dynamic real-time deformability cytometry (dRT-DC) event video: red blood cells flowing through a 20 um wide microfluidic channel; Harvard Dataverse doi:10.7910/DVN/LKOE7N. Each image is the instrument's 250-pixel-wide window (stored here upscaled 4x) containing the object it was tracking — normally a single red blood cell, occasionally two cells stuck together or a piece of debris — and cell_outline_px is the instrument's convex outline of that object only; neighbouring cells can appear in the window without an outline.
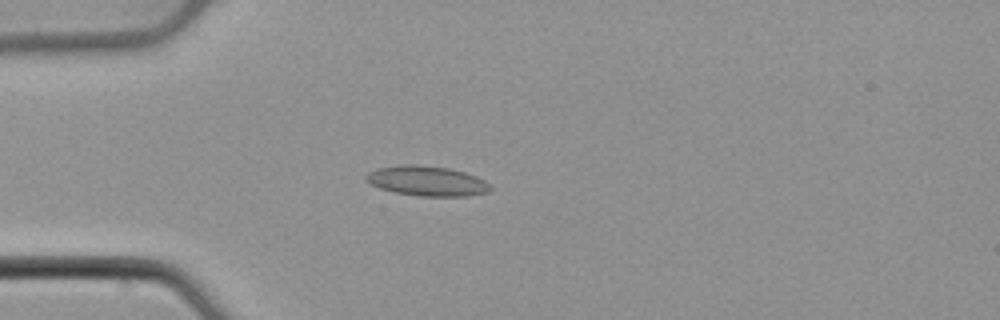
{"species": "common noctule bat (a hibernating species)", "species_latin": "Nyctalus noctula", "temperature_condition": "cold", "stored_images_in_passage": 49, "camera_frame_rate_fps": 3000, "um_per_image_px": 0.085, "animal": {"sex": "male", "body_mass_g": 21.5, "forearm_length_mm": 52.0}, "frame": {"image": 1, "passage_image": 15, "time_ms": 4.667, "image_size_px": [1000, 320], "cell_outline_px": [[492, 188], [488, 192], [468, 196], [416, 196], [392, 192], [380, 188], [364, 180], [364, 176], [368, 172], [380, 168], [400, 164], [416, 164], [448, 168], [464, 172], [476, 176], [484, 180]], "centroid_in_image_um": [36.26, 15.38], "position_along_channel_um": 48.7, "area_um2": 21.79}}
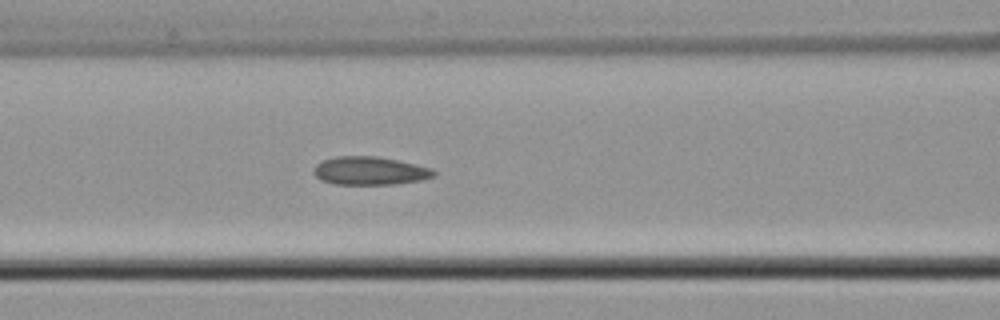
{"frame": {"image": 2, "passage_image": 23, "time_ms": 7.333, "image_size_px": [1000, 320], "cell_outline_px": [[436, 176], [420, 180], [396, 184], [336, 184], [320, 180], [312, 172], [312, 168], [320, 160], [336, 156], [376, 156], [396, 160], [432, 168], [436, 172]], "centroid_in_image_um": [31.39, 14.51], "position_along_channel_um": 135.2, "area_um2": 19.88}}
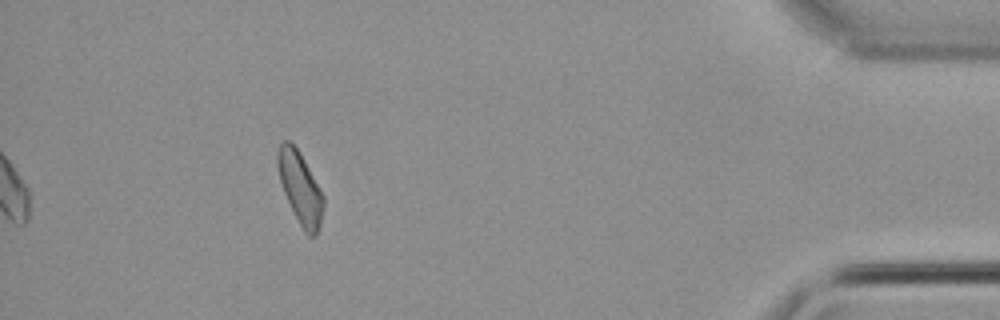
{"frame": {"image": 3, "passage_image": 49, "time_ms": 16.0, "image_size_px": [1000, 320], "cell_outline_px": [[324, 204], [320, 224], [316, 236], [308, 236], [304, 232], [284, 192], [280, 180], [276, 164], [276, 152], [280, 144], [284, 140], [288, 140], [300, 152], [324, 196]], "centroid_in_image_um": [25.51, 15.95], "position_along_channel_um": 409.7, "area_um2": 18.96}, "authors_computed_cell_mechanics": {"area_um2": 19.8254, "velocity_mm_per_s": 3.8367, "shape_relaxation_time_tau1_ms": 5.9376, "shape_relaxation_time_tau2_ms": 2.704, "deformation_change_tau1": 0.1191, "deformation_change_tau2": 0.0699}}